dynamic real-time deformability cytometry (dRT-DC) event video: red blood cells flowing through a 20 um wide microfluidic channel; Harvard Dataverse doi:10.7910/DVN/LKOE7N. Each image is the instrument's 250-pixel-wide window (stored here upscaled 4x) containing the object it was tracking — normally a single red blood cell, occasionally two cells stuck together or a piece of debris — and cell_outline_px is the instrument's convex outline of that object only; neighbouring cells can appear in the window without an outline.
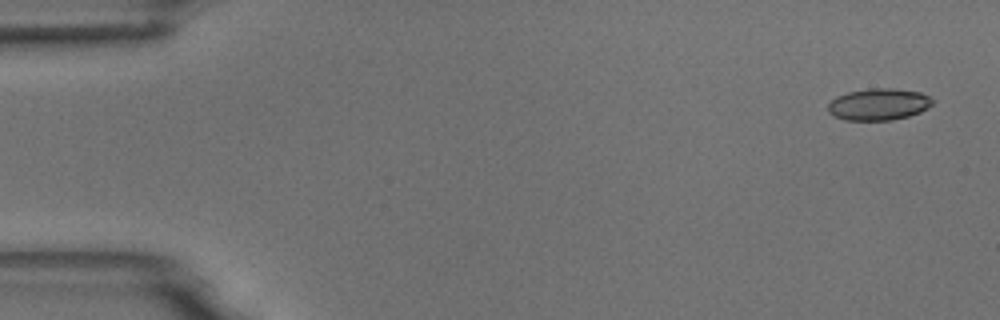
{"species": "common noctule bat (a hibernating species)", "species_latin": "Nyctalus noctula", "temperature_condition": "room temperature", "stored_images_in_passage": 4, "camera_frame_rate_fps": 3000, "um_per_image_px": 0.085, "animal": {"sex": "male", "body_mass_g": 18.8}, "frame": {"image": 1, "passage_image": 1, "time_ms": 0.0, "image_size_px": [1000, 320], "cell_outline_px": [[932, 104], [928, 108], [920, 112], [908, 116], [892, 120], [844, 120], [832, 116], [828, 112], [828, 104], [836, 96], [848, 92], [868, 88], [892, 88], [920, 92], [928, 96], [932, 100]], "centroid_in_image_um": [74.65, 8.87], "position_along_channel_um": 10.3, "area_um2": 19.42}}